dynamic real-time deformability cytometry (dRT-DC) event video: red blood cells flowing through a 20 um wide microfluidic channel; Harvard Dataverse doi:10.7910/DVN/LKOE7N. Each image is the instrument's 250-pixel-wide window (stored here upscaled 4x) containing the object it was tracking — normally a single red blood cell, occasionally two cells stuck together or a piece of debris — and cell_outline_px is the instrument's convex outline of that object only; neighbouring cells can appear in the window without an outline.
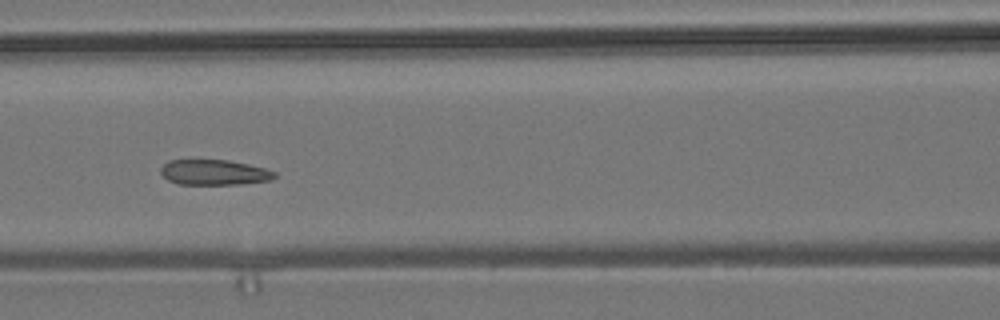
{"species": "common noctule bat (a hibernating species)", "species_latin": "Nyctalus noctula", "temperature_condition": "room temperature", "stored_images_in_passage": 8, "camera_frame_rate_fps": 3000, "um_per_image_px": 0.085, "animal": {"sex": "male", "body_mass_g": 19.2, "forearm_length_mm": 51.8}, "frame": {"image": 1, "passage_image": 6, "time_ms": 6.333, "image_size_px": [1000, 320], "cell_outline_px": [[276, 176], [272, 180], [244, 184], [180, 184], [168, 180], [160, 172], [160, 168], [168, 160], [228, 160], [248, 164], [264, 168], [276, 172]], "centroid_in_image_um": [18.22, 14.65], "position_along_channel_um": 148.4, "area_um2": 16.82}}
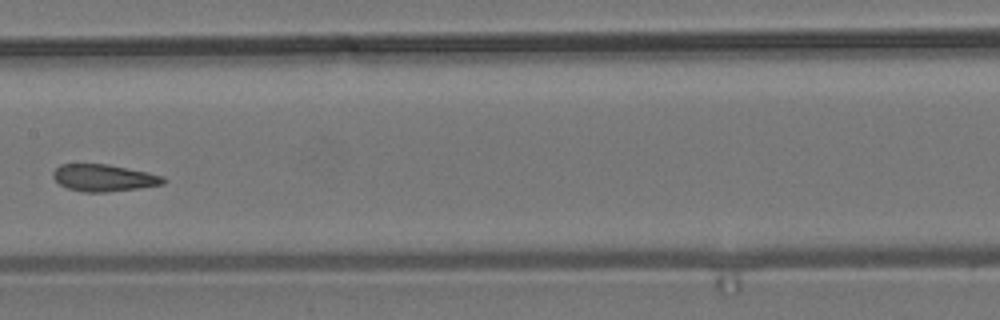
{"frame": {"image": 2, "passage_image": 7, "time_ms": 7.667, "image_size_px": [1000, 320], "cell_outline_px": [[168, 180], [164, 184], [136, 188], [104, 192], [84, 192], [68, 188], [60, 184], [52, 176], [52, 172], [60, 164], [108, 164], [148, 172], [164, 176]], "centroid_in_image_um": [8.84, 15.11], "position_along_channel_um": 198.6, "area_um2": 17.28}}
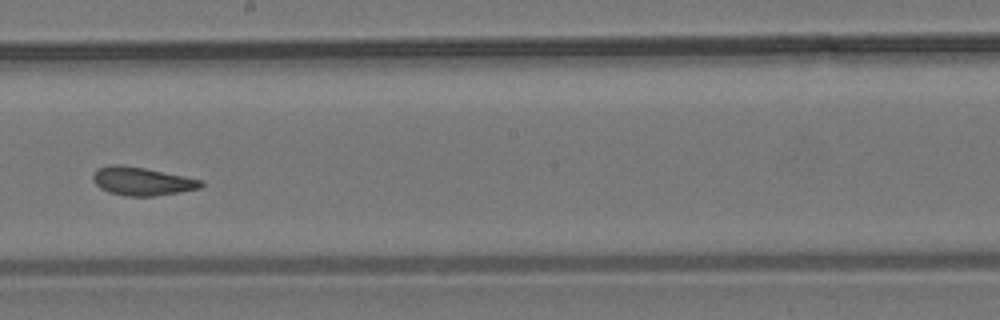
{"frame": {"image": 3, "passage_image": 8, "time_ms": 8.667, "image_size_px": [1000, 320], "cell_outline_px": [[204, 184], [200, 188], [180, 192], [156, 196], [128, 196], [108, 192], [100, 188], [92, 180], [92, 172], [96, 168], [108, 164], [120, 164], [144, 168], [204, 180]], "centroid_in_image_um": [12.03, 15.39], "position_along_channel_um": 236.2, "area_um2": 18.03}}